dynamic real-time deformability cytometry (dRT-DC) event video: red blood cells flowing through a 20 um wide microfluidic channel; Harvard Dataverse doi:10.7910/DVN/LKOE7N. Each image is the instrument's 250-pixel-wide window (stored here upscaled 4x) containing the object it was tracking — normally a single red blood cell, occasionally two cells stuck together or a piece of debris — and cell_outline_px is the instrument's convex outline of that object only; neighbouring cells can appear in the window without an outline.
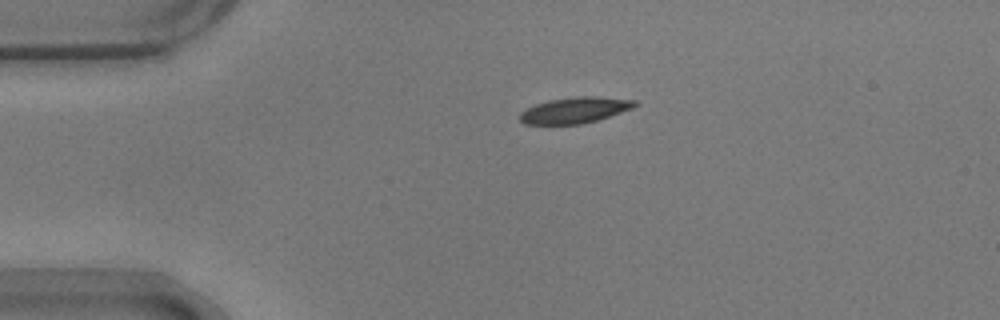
{"species": "common noctule bat (a hibernating species)", "species_latin": "Nyctalus noctula", "temperature_condition": "warm", "stored_images_in_passage": 37, "camera_frame_rate_fps": 3000, "um_per_image_px": 0.085, "animal": {"sex": "male", "body_mass_g": 17.9}, "frame": {"image": 1, "passage_image": 1, "time_ms": 0.0, "image_size_px": [1000, 320], "cell_outline_px": [[640, 104], [632, 108], [596, 120], [580, 124], [524, 124], [520, 120], [520, 112], [524, 108], [548, 100], [580, 96], [596, 96], [636, 100]], "centroid_in_image_um": [48.84, 9.35], "position_along_channel_um": 36.2, "area_um2": 17.34}}
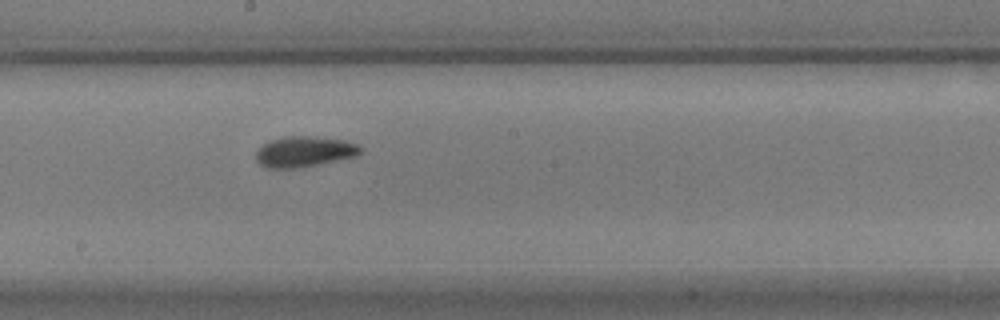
{"frame": {"image": 2, "passage_image": 19, "time_ms": 6.0, "image_size_px": [1000, 320], "cell_outline_px": [[364, 152], [356, 156], [320, 164], [300, 168], [264, 168], [256, 160], [256, 152], [268, 140], [284, 136], [316, 136], [344, 140], [356, 144], [364, 148]], "centroid_in_image_um": [25.89, 12.89], "position_along_channel_um": 222.3, "area_um2": 18.96}}
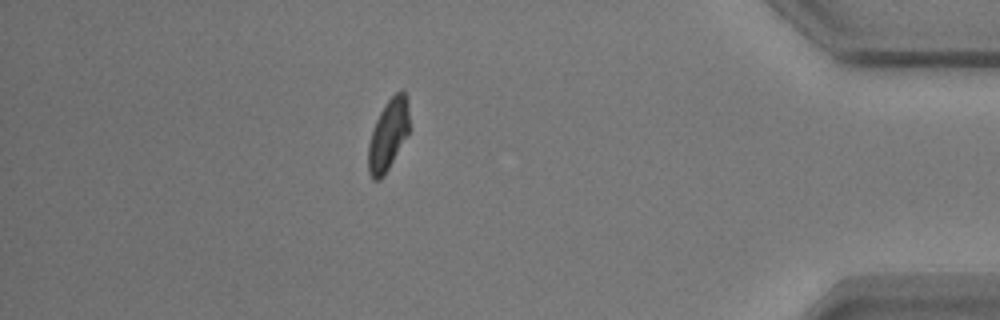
{"frame": {"image": 3, "passage_image": 37, "time_ms": 12.0, "image_size_px": [1000, 320], "cell_outline_px": [[408, 136], [384, 176], [380, 180], [372, 180], [368, 172], [368, 144], [376, 120], [384, 104], [400, 88], [404, 88], [408, 104]], "centroid_in_image_um": [33.0, 11.47], "position_along_channel_um": 402.2, "area_um2": 17.17}, "authors_computed_cell_mechanics": {"area_um2": 17.8602, "velocity_mm_per_s": 3.6876, "shape_relaxation_time_tau1_ms": 2.4056, "shape_relaxation_time_tau2_ms": 2.8429, "deformation_change_tau1": 0.1195, "deformation_change_tau2": 0.084}}